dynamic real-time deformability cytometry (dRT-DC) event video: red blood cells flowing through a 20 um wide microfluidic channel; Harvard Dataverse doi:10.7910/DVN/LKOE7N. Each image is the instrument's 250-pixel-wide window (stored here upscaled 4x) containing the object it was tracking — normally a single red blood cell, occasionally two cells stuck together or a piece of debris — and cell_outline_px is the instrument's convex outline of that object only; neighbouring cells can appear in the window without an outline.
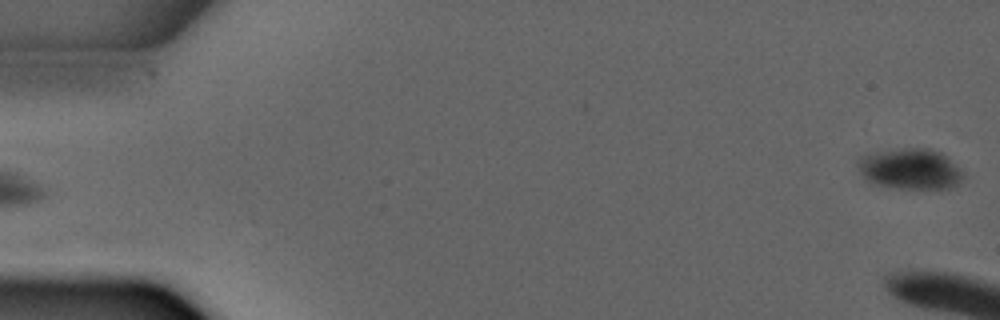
{"species": "common noctule bat (a hibernating species)", "species_latin": "Nyctalus noctula", "temperature_condition": "warm", "stored_images_in_passage": 6, "camera_frame_rate_fps": 3000, "um_per_image_px": 0.085, "animal": {"sex": "male", "forearm_length_mm": 52.5}, "frame": {"image": 1, "passage_image": 6, "time_ms": 5.667, "image_size_px": [1000, 320], "cell_outline_px": [[964, 176], [956, 184], [948, 188], [896, 188], [876, 184], [868, 180], [860, 172], [856, 164], [856, 160], [860, 156], [872, 152], [900, 148], [928, 148], [940, 152], [960, 168], [964, 172]], "centroid_in_image_um": [77.33, 14.34], "position_along_channel_um": 7.7, "area_um2": 24.97}}